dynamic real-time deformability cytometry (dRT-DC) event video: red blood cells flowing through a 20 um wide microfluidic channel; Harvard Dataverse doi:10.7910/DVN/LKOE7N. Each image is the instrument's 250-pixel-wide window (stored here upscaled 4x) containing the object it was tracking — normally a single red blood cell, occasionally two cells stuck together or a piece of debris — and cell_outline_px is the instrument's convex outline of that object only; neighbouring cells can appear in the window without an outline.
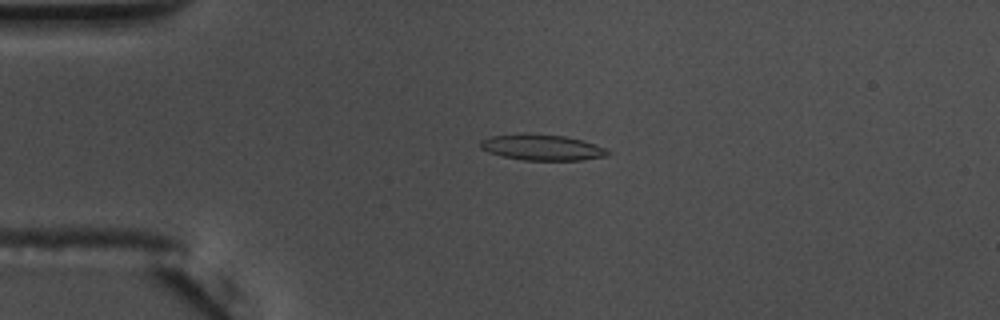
{"species": "common noctule bat (a hibernating species)", "species_latin": "Nyctalus noctula", "temperature_condition": "warm", "stored_images_in_passage": 56, "camera_frame_rate_fps": 3000, "um_per_image_px": 0.085, "animal": {"sex": "male", "body_mass_g": 17.5, "forearm_length_mm": 52.3}, "frame": {"image": 1, "passage_image": 13, "time_ms": 4.0, "image_size_px": [1000, 320], "cell_outline_px": [[612, 152], [608, 156], [584, 160], [524, 160], [500, 156], [488, 152], [480, 148], [480, 140], [492, 136], [520, 132], [524, 132], [564, 136], [584, 140], [596, 144]], "centroid_in_image_um": [46.07, 12.52], "position_along_channel_um": 38.9, "area_um2": 19.65}}
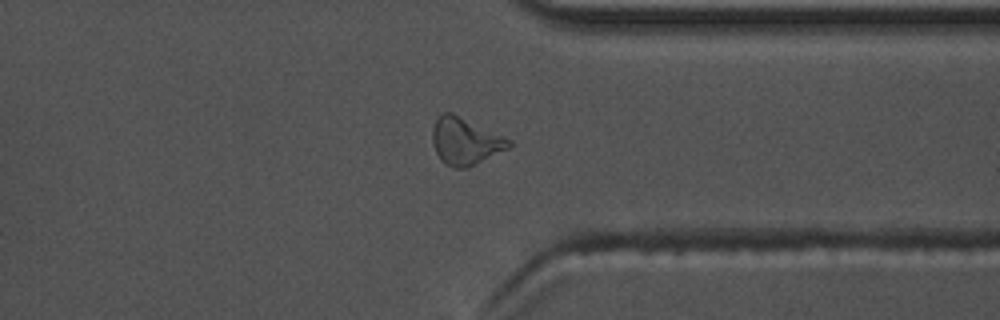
{"frame": {"image": 2, "passage_image": 43, "time_ms": 14.0, "image_size_px": [1000, 320], "cell_outline_px": [[512, 144], [508, 148], [464, 168], [456, 168], [448, 164], [436, 152], [432, 144], [432, 128], [436, 120], [444, 112], [452, 112], [512, 140]], "centroid_in_image_um": [39.53, 11.96], "position_along_channel_um": 371.9, "area_um2": 20.35}}
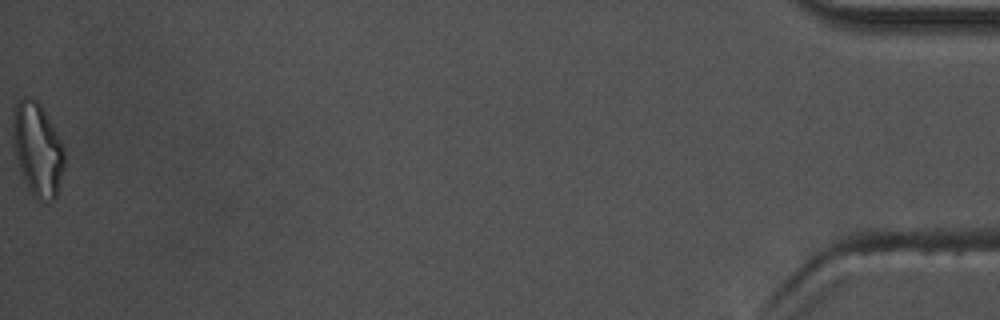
{"frame": {"image": 3, "passage_image": 56, "time_ms": 18.333, "image_size_px": [1000, 320], "cell_outline_px": [[64, 168], [56, 196], [48, 204], [40, 200], [28, 188], [24, 180], [16, 156], [12, 136], [12, 112], [16, 104], [24, 96], [28, 96], [36, 100], [40, 104], [56, 132], [64, 148]], "centroid_in_image_um": [3.18, 12.68], "position_along_channel_um": 432.0, "area_um2": 27.8}, "authors_computed_cell_mechanics": {"area_um2": 18.8428, "velocity_mm_per_s": 3.6619, "shape_relaxation_time_tau1_ms": null, "shape_relaxation_time_tau2_ms": 2.7613, "deformation_change_tau1": null, "deformation_change_tau2": 0.1066}}